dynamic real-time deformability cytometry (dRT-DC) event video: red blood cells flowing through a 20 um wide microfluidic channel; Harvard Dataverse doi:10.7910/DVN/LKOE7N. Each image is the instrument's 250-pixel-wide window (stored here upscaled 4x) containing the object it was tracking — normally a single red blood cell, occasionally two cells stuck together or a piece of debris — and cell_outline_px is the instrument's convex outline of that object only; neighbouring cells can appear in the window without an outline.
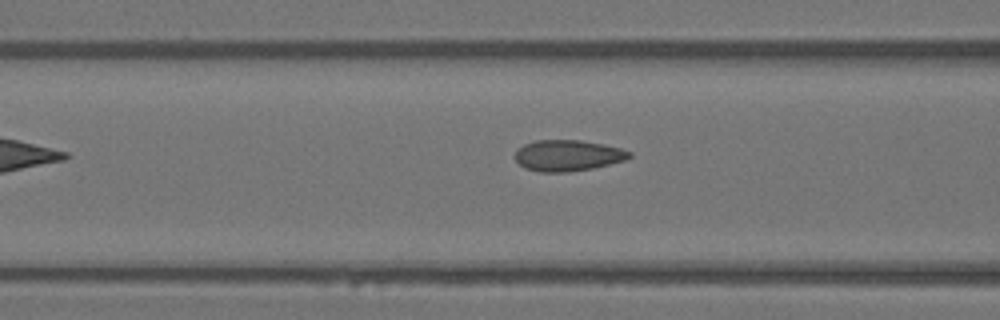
{"species": "Egyptian fruit bat (a non-hibernating species)", "species_latin": "Rousettus aegyptiacus", "temperature_condition": "warm", "stored_images_in_passage": 5, "segment_of_instrument_passage": [1, 2], "camera_frame_rate_fps": 3000, "um_per_image_px": 0.085, "animal": {"sex": "female"}, "frame": {"image": 1, "passage_image": 4, "time_ms": 1.0, "image_size_px": [1000, 320], "cell_outline_px": [[632, 156], [624, 160], [592, 168], [568, 172], [540, 172], [524, 168], [516, 160], [516, 148], [524, 144], [536, 140], [580, 140], [604, 144], [620, 148], [632, 152]], "centroid_in_image_um": [48.24, 13.21], "position_along_channel_um": 118.4, "area_um2": 20.69}}